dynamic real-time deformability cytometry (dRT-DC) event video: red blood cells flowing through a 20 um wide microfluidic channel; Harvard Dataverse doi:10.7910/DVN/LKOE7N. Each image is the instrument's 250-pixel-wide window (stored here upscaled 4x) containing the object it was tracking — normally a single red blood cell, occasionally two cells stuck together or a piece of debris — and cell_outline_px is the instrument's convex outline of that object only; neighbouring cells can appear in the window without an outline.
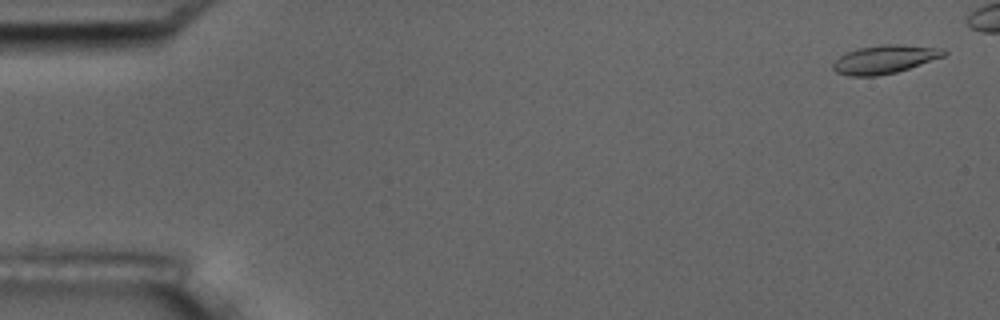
{"species": "common noctule bat (a hibernating species)", "species_latin": "Nyctalus noctula", "temperature_condition": "room temperature", "stored_images_in_passage": 5, "camera_frame_rate_fps": 3000, "um_per_image_px": 0.085, "animal": {"sex": "male", "body_mass_g": 17.5, "forearm_length_mm": 52.3}, "frame": {"image": 1, "passage_image": 1, "time_ms": 0.0, "image_size_px": [1000, 320], "cell_outline_px": [[948, 52], [944, 56], [896, 72], [876, 76], [848, 76], [836, 72], [832, 68], [832, 64], [840, 56], [856, 48], [884, 44], [896, 44], [944, 48]], "centroid_in_image_um": [75.19, 5.04], "position_along_channel_um": 9.8, "area_um2": 18.26}}